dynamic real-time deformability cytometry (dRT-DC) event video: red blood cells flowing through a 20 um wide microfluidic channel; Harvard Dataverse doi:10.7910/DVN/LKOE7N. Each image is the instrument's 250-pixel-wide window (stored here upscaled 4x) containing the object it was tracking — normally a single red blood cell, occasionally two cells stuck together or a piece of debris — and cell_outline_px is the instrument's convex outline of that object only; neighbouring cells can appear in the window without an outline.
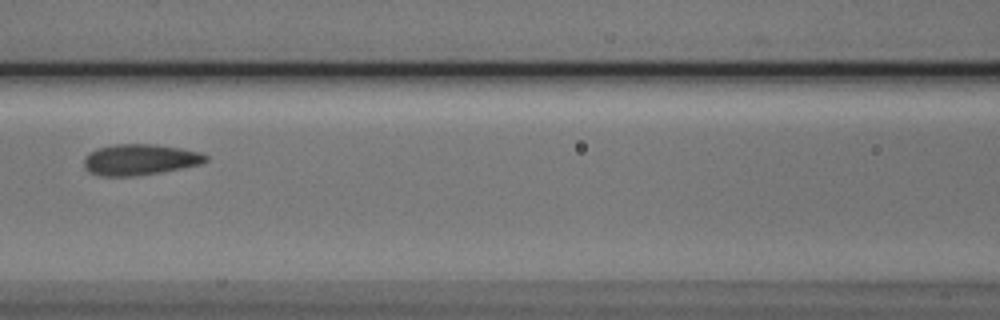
{"species": "Egyptian fruit bat (a non-hibernating species)", "species_latin": "Rousettus aegyptiacus", "temperature_condition": "cold", "stored_images_in_passage": 4, "camera_frame_rate_fps": 3000, "um_per_image_px": 0.085, "animal": {"sex": "male"}, "frame": {"image": 1, "passage_image": 4, "time_ms": 3.333, "image_size_px": [1000, 320], "cell_outline_px": [[208, 160], [200, 164], [160, 172], [136, 176], [100, 176], [88, 172], [84, 164], [84, 156], [96, 148], [116, 144], [152, 144], [180, 148], [200, 152], [208, 156]], "centroid_in_image_um": [11.86, 13.57], "position_along_channel_um": 154.7, "area_um2": 21.96}}